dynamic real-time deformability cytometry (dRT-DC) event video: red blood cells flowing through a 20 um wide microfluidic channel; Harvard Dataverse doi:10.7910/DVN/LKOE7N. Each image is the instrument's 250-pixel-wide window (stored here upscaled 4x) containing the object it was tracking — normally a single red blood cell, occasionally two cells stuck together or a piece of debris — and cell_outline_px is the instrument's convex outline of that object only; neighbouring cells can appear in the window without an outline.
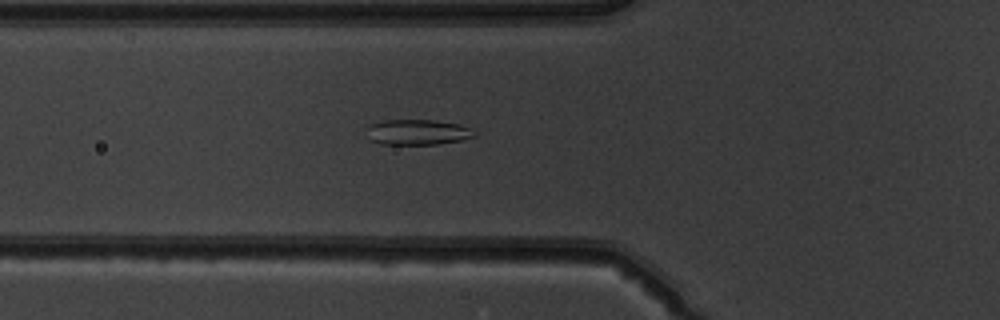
{"species": "common noctule bat (a hibernating species)", "species_latin": "Nyctalus noctula", "temperature_condition": "warm", "stored_images_in_passage": 35, "camera_frame_rate_fps": 3000, "um_per_image_px": 0.085, "animal": {"sex": "male", "body_mass_g": 19.5, "forearm_length_mm": 54.6}, "frame": {"image": 1, "passage_image": 3, "time_ms": 0.667, "image_size_px": [1000, 320], "cell_outline_px": [[476, 136], [460, 140], [436, 144], [380, 144], [372, 140], [368, 128], [372, 124], [384, 120], [432, 120], [456, 124], [472, 128], [476, 132]], "centroid_in_image_um": [35.55, 11.23], "position_along_channel_um": 90.3, "area_um2": 15.61}}
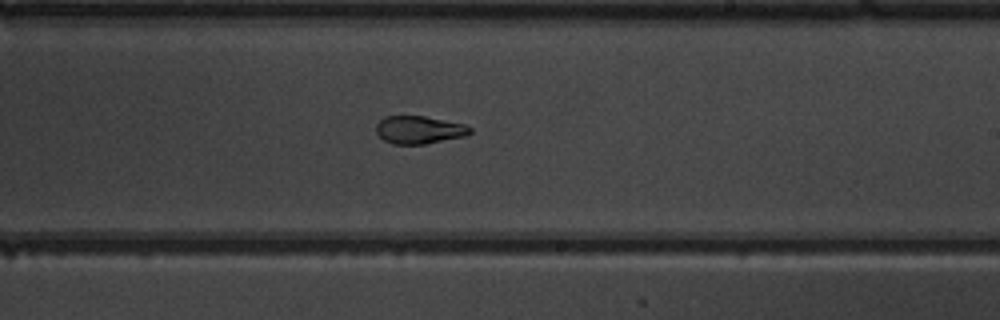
{"frame": {"image": 2, "passage_image": 15, "time_ms": 4.667, "image_size_px": [1000, 320], "cell_outline_px": [[472, 132], [464, 136], [424, 144], [392, 144], [384, 140], [376, 132], [376, 124], [384, 116], [424, 116], [464, 124], [472, 128]], "centroid_in_image_um": [35.61, 11.03], "position_along_channel_um": 253.4, "area_um2": 15.14}}
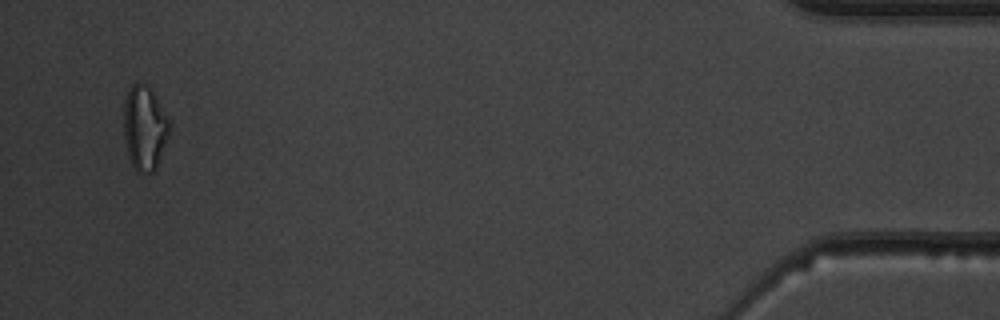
{"frame": {"image": 3, "passage_image": 33, "time_ms": 10.667, "image_size_px": [1000, 320], "cell_outline_px": [[168, 136], [156, 168], [152, 172], [140, 176], [136, 172], [128, 156], [124, 136], [124, 100], [132, 84], [148, 84], [152, 88], [168, 120]], "centroid_in_image_um": [12.27, 10.9], "position_along_channel_um": 422.9, "area_um2": 22.37}, "authors_computed_cell_mechanics": {"area_um2": 15.895, "velocity_mm_per_s": 4.0738, "shape_relaxation_time_tau1_ms": 7.7304, "shape_relaxation_time_tau2_ms": 1.5853, "deformation_change_tau1": 0.2024, "deformation_change_tau2": 0.0781}}